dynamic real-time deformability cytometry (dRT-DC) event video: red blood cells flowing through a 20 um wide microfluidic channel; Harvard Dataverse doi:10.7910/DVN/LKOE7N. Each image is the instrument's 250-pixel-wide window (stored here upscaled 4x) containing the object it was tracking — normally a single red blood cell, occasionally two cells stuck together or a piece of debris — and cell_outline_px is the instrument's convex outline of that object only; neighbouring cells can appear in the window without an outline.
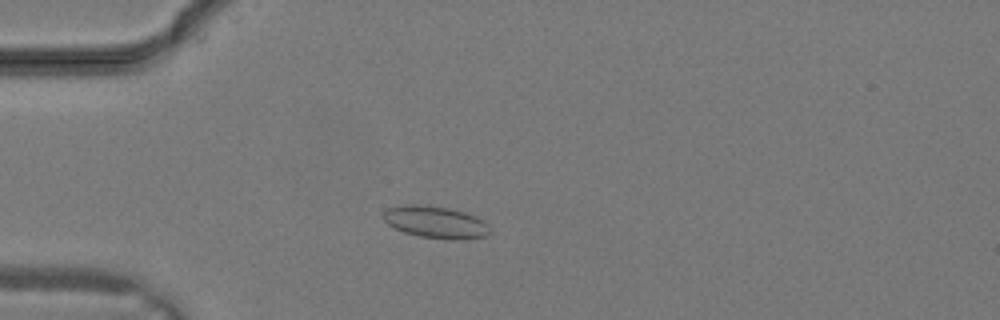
{"species": "common noctule bat (a hibernating species)", "species_latin": "Nyctalus noctula", "temperature_condition": "warm", "stored_images_in_passage": 30, "camera_frame_rate_fps": 3000, "um_per_image_px": 0.085, "animal": {"sex": "male", "body_mass_g": 19.2, "forearm_length_mm": 51.8}, "frame": {"image": 1, "passage_image": 8, "time_ms": 2.333, "image_size_px": [1000, 320], "cell_outline_px": [[492, 232], [484, 236], [420, 236], [404, 232], [388, 224], [384, 220], [384, 208], [404, 204], [416, 204], [448, 208], [464, 212], [476, 216], [484, 220]], "centroid_in_image_um": [36.94, 18.8], "position_along_channel_um": 48.1, "area_um2": 18.9}}
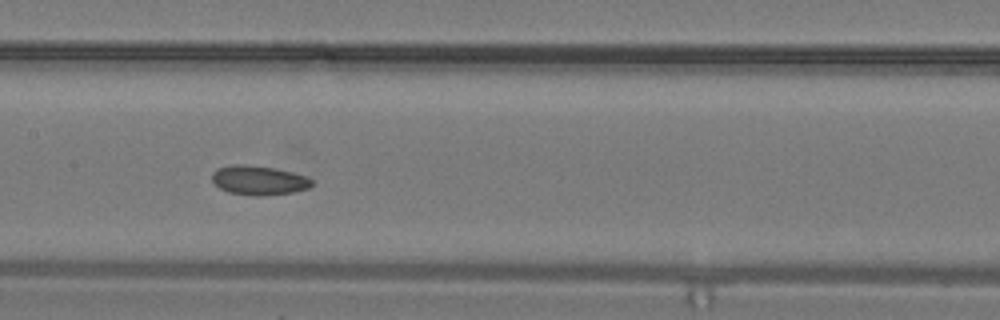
{"frame": {"image": 2, "passage_image": 15, "time_ms": 4.667, "image_size_px": [1000, 320], "cell_outline_px": [[312, 184], [308, 188], [292, 192], [260, 196], [256, 196], [228, 192], [220, 188], [212, 180], [212, 172], [216, 168], [232, 164], [244, 164], [272, 168], [292, 172], [308, 176], [312, 180]], "centroid_in_image_um": [21.97, 15.31], "position_along_channel_um": 185.4, "area_um2": 16.99}}
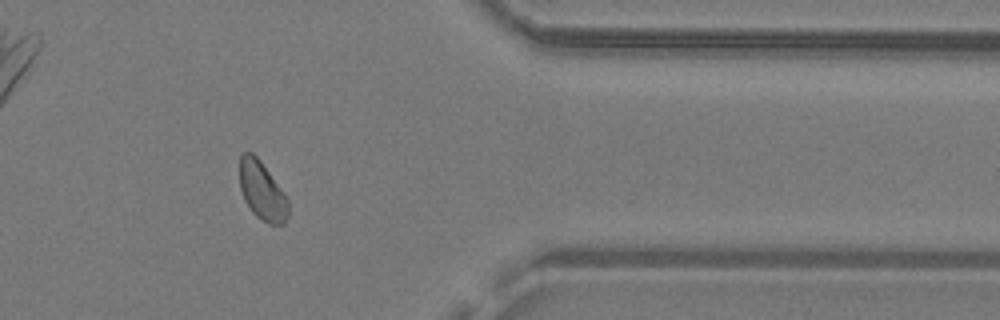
{"frame": {"image": 3, "passage_image": 25, "time_ms": 8.0, "image_size_px": [1000, 320], "cell_outline_px": [[288, 216], [284, 224], [268, 224], [260, 220], [252, 212], [244, 200], [240, 188], [240, 156], [244, 152], [252, 152], [260, 160], [284, 192], [288, 200]], "centroid_in_image_um": [22.28, 16.24], "position_along_channel_um": 389.1, "area_um2": 16.65}}